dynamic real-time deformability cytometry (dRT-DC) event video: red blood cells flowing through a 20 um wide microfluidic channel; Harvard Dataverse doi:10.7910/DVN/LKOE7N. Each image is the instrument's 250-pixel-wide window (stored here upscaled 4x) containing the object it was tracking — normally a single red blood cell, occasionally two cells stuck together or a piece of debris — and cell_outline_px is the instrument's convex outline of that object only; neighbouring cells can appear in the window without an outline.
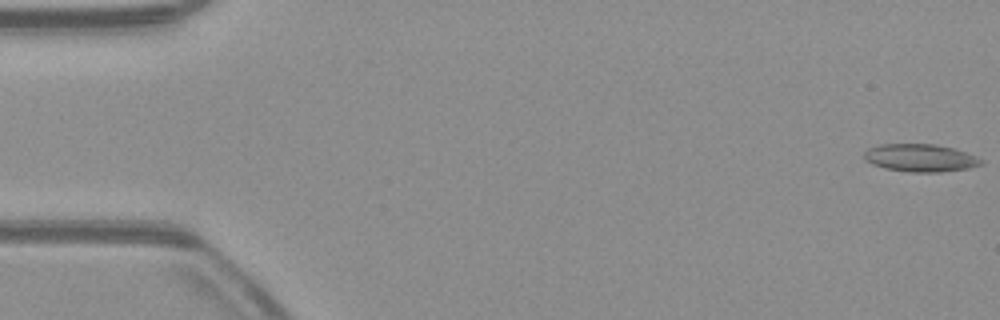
{"species": "common noctule bat (a hibernating species)", "species_latin": "Nyctalus noctula", "temperature_condition": "warm", "stored_images_in_passage": 53, "camera_frame_rate_fps": 3000, "um_per_image_px": 0.085, "animal": {"sex": "male", "body_mass_g": 23.1, "forearm_length_mm": 52.7}, "frame": {"image": 1, "passage_image": 1, "time_ms": 0.0, "image_size_px": [1000, 320], "cell_outline_px": [[984, 164], [968, 168], [940, 172], [908, 172], [884, 168], [872, 164], [864, 160], [864, 152], [868, 148], [880, 144], [936, 144], [956, 148], [976, 156], [984, 160]], "centroid_in_image_um": [78.24, 13.42], "position_along_channel_um": 6.8, "area_um2": 19.13}}
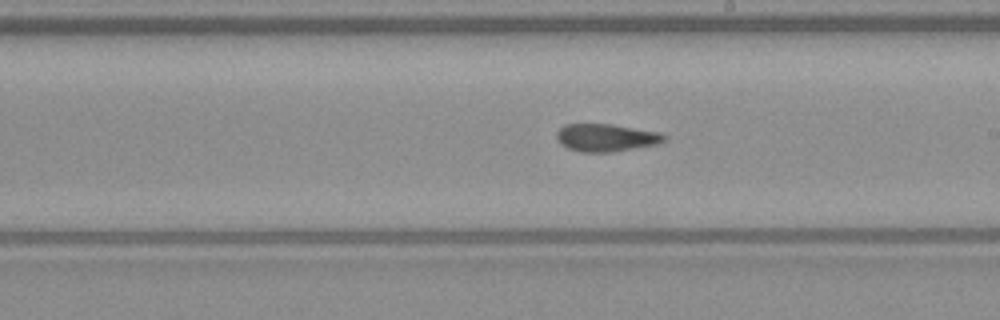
{"frame": {"image": 2, "passage_image": 30, "time_ms": 9.667, "image_size_px": [1000, 320], "cell_outline_px": [[668, 136], [664, 140], [656, 144], [608, 152], [580, 152], [568, 148], [560, 144], [556, 140], [556, 132], [564, 124], [612, 124], [660, 132]], "centroid_in_image_um": [51.47, 11.69], "position_along_channel_um": 237.5, "area_um2": 17.28}}
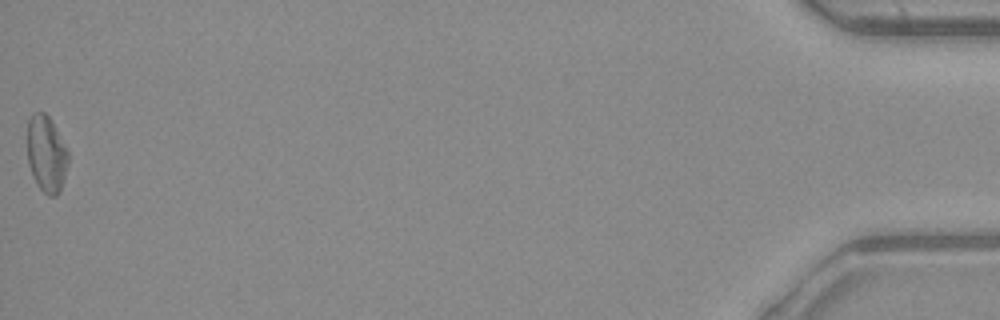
{"frame": {"image": 3, "passage_image": 53, "time_ms": 17.333, "image_size_px": [1000, 320], "cell_outline_px": [[68, 164], [60, 192], [56, 196], [48, 196], [36, 184], [28, 164], [28, 120], [32, 112], [44, 112], [48, 116], [68, 152]], "centroid_in_image_um": [3.93, 13.11], "position_along_channel_um": 431.3, "area_um2": 18.03}, "authors_computed_cell_mechanics": {"area_um2": 17.6868, "velocity_mm_per_s": 3.9371, "shape_relaxation_time_tau1_ms": null, "shape_relaxation_time_tau2_ms": 2.7331, "deformation_change_tau1": null, "deformation_change_tau2": 0.1049}}